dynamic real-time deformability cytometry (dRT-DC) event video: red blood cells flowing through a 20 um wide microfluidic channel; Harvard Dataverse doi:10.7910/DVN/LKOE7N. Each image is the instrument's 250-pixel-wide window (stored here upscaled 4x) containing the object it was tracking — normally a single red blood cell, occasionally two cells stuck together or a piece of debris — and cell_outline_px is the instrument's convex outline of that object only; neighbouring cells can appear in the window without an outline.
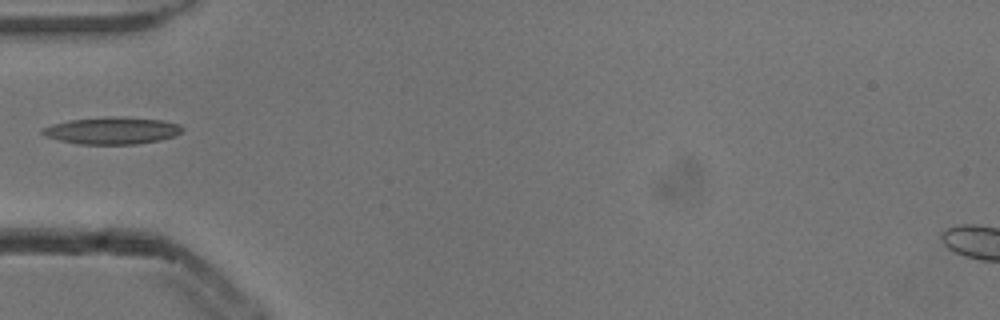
{"species": "common noctule bat (a hibernating species)", "species_latin": "Nyctalus noctula", "temperature_condition": "cold", "stored_images_in_passage": 36, "camera_frame_rate_fps": 3000, "um_per_image_px": 0.085, "animal": {"sex": "male", "body_mass_g": 13.3}, "frame": {"image": 1, "passage_image": 1, "time_ms": 0.0, "image_size_px": [1000, 320], "cell_outline_px": [[184, 128], [176, 136], [160, 140], [136, 144], [80, 144], [60, 140], [44, 136], [40, 132], [40, 128], [52, 124], [68, 120], [108, 116], [124, 116], [164, 120], [180, 124]], "centroid_in_image_um": [9.53, 11.08], "position_along_channel_um": 75.5, "area_um2": 22.43}}
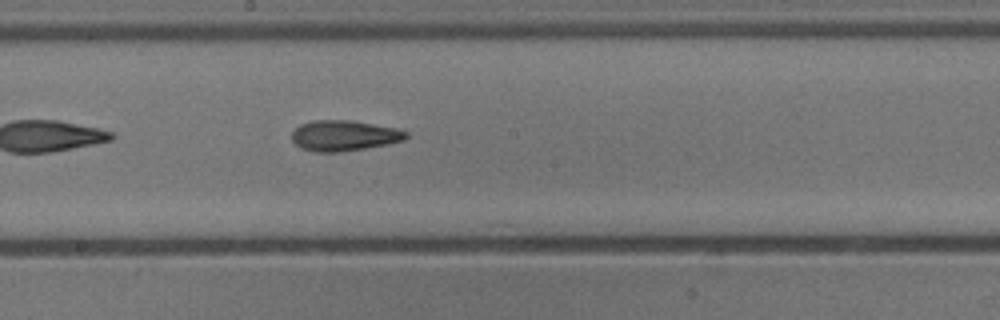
{"frame": {"image": 2, "passage_image": 12, "time_ms": 3.667, "image_size_px": [1000, 320], "cell_outline_px": [[408, 136], [404, 140], [388, 144], [364, 148], [336, 152], [316, 152], [300, 148], [292, 140], [292, 132], [300, 124], [312, 120], [352, 120], [400, 128], [408, 132]], "centroid_in_image_um": [29.27, 11.51], "position_along_channel_um": 218.9, "area_um2": 20.52}}
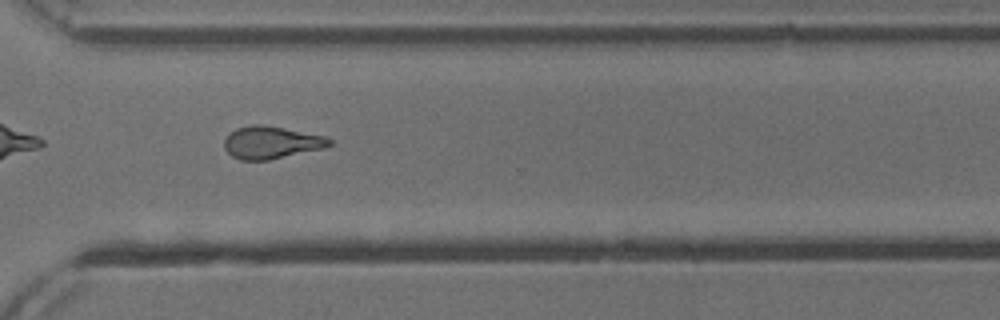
{"frame": {"image": 3, "passage_image": 22, "time_ms": 7.0, "image_size_px": [1000, 320], "cell_outline_px": [[332, 144], [324, 148], [268, 160], [240, 160], [232, 156], [224, 148], [224, 140], [236, 128], [252, 124], [264, 124], [328, 136], [332, 140]], "centroid_in_image_um": [23.09, 12.1], "position_along_channel_um": 347.5, "area_um2": 20.0}}